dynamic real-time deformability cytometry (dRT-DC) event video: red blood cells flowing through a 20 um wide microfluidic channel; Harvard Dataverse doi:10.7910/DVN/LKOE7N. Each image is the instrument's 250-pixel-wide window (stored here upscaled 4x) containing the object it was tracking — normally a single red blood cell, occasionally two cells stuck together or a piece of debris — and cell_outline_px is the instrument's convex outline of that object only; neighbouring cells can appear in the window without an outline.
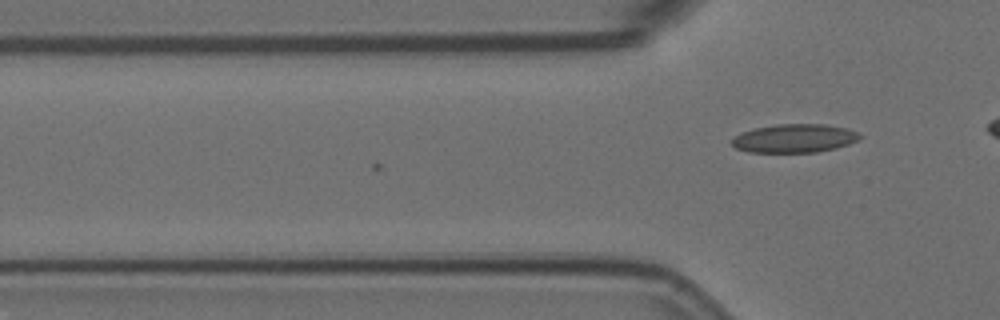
{"species": "Egyptian fruit bat (a non-hibernating species)", "species_latin": "Rousettus aegyptiacus", "temperature_condition": "room temperature", "stored_images_in_passage": 9, "camera_frame_rate_fps": 3000, "um_per_image_px": 0.085, "animal": {"sex": "female"}, "frame": {"image": 1, "passage_image": 9, "time_ms": 2.667, "image_size_px": [1000, 320], "cell_outline_px": [[860, 136], [856, 140], [848, 144], [836, 148], [816, 152], [748, 152], [736, 148], [732, 144], [732, 140], [736, 136], [744, 132], [756, 128], [776, 124], [824, 124], [844, 128], [860, 132]], "centroid_in_image_um": [67.53, 11.76], "position_along_channel_um": 58.3, "area_um2": 20.98}}